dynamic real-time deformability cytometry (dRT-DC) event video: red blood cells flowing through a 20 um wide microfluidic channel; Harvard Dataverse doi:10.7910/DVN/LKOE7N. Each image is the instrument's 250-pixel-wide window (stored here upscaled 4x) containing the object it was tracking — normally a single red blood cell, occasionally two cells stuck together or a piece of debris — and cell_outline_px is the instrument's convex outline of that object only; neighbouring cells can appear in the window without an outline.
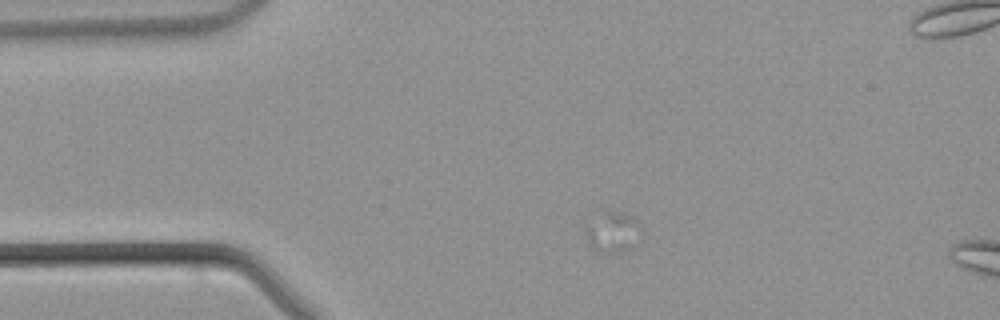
{"species": "common noctule bat (a hibernating species)", "species_latin": "Nyctalus noctula", "temperature_condition": "warm", "stored_images_in_passage": 16, "camera_frame_rate_fps": 3000, "um_per_image_px": 0.085, "animal": {"sex": "male", "body_mass_g": 21.5, "forearm_length_mm": 52.0}, "frame": {"image": 1, "passage_image": 11, "time_ms": 3.333, "image_size_px": [1000, 320], "cell_outline_px": [[644, 236], [628, 248], [616, 252], [600, 252], [592, 248], [588, 244], [584, 232], [584, 228], [604, 212], [624, 212], [632, 216], [640, 224], [644, 232]], "centroid_in_image_um": [52.13, 19.73], "position_along_channel_um": 32.9, "area_um2": 13.12}}